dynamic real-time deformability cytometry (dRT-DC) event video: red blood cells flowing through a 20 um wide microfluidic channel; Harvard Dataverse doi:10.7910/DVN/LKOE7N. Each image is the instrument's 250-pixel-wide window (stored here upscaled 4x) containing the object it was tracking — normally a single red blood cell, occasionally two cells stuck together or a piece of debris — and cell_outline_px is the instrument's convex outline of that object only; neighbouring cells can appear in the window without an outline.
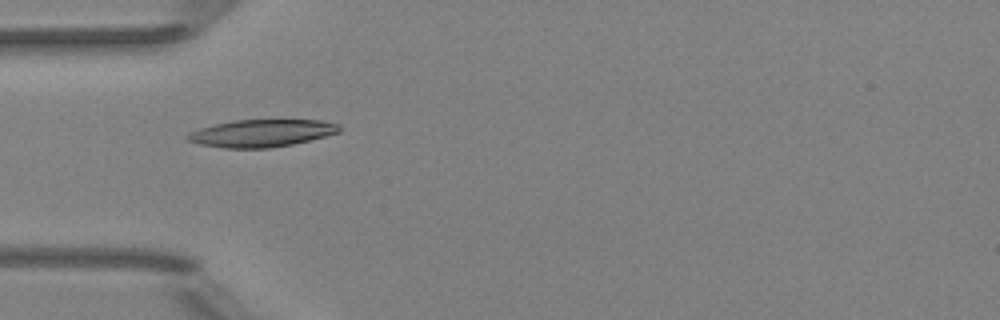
{"species": "Egyptian fruit bat (a non-hibernating species)", "species_latin": "Rousettus aegyptiacus", "temperature_condition": "room temperature", "stored_images_in_passage": 37, "camera_frame_rate_fps": 3000, "um_per_image_px": 0.085, "animal": {"sex": "female"}, "frame": {"image": 1, "passage_image": 2, "time_ms": 0.333, "image_size_px": [1000, 320], "cell_outline_px": [[340, 132], [292, 144], [268, 148], [224, 148], [200, 144], [188, 140], [184, 136], [200, 128], [216, 124], [236, 120], [320, 120], [340, 124]], "centroid_in_image_um": [22.24, 11.32], "position_along_channel_um": 62.8, "area_um2": 23.93}}
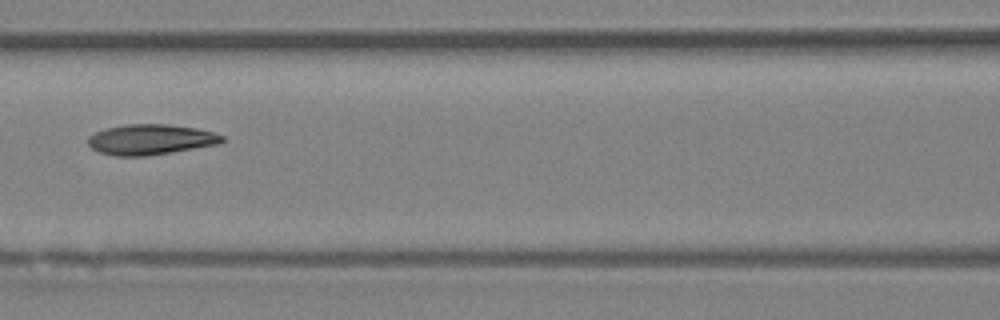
{"frame": {"image": 2, "passage_image": 9, "time_ms": 2.667, "image_size_px": [1000, 320], "cell_outline_px": [[224, 140], [220, 144], [148, 156], [112, 156], [100, 152], [92, 148], [88, 144], [88, 136], [104, 128], [124, 124], [168, 124], [196, 128], [212, 132], [224, 136]], "centroid_in_image_um": [12.79, 11.86], "position_along_channel_um": 153.8, "area_um2": 23.93}}
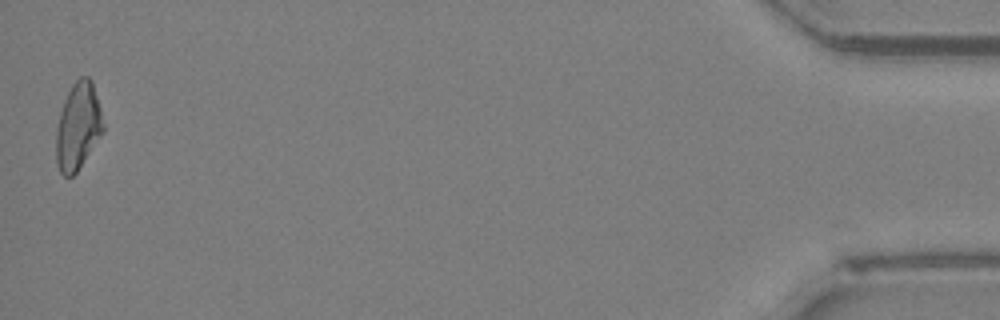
{"frame": {"image": 3, "passage_image": 37, "time_ms": 12.0, "image_size_px": [1000, 320], "cell_outline_px": [[104, 132], [76, 172], [72, 176], [64, 176], [60, 172], [56, 164], [56, 128], [60, 112], [64, 100], [72, 84], [80, 76], [88, 76], [92, 80], [100, 108], [104, 124]], "centroid_in_image_um": [6.63, 10.73], "position_along_channel_um": 428.6, "area_um2": 23.93}, "authors_computed_cell_mechanics": {"area_um2": 23.7558, "velocity_mm_per_s": 3.9799, "shape_relaxation_time_tau1_ms": 5.703, "shape_relaxation_time_tau2_ms": 3.0593, "deformation_change_tau1": 0.1708, "deformation_change_tau2": 0.0977}}